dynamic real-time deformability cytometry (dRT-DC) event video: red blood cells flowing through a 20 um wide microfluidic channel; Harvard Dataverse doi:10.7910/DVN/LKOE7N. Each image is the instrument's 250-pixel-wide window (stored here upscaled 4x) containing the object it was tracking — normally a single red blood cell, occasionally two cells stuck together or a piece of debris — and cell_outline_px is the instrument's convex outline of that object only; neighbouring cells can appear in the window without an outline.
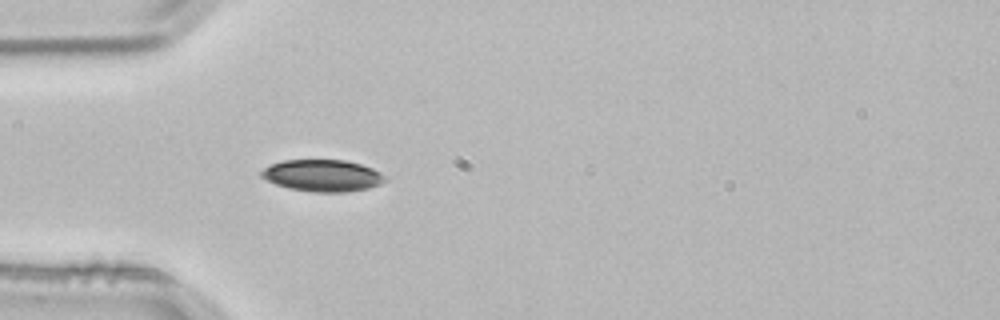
{"species": "common noctule bat (a hibernating species)", "species_latin": "Nyctalus noctula", "temperature_condition": "room temperature", "stored_images_in_passage": 3, "camera_frame_rate_fps": 3000, "um_per_image_px": 0.085, "animal": {"sex": "male", "body_mass_g": 21.5, "forearm_length_mm": 52.0}, "frame": {"image": 1, "passage_image": 3, "time_ms": 0.667, "image_size_px": [1000, 320], "cell_outline_px": [[388, 180], [380, 184], [368, 188], [344, 192], [316, 192], [288, 188], [276, 184], [260, 176], [260, 172], [268, 164], [284, 160], [344, 160], [360, 164], [372, 168], [380, 172]], "centroid_in_image_um": [27.4, 14.92], "position_along_channel_um": 57.6, "area_um2": 22.89}}